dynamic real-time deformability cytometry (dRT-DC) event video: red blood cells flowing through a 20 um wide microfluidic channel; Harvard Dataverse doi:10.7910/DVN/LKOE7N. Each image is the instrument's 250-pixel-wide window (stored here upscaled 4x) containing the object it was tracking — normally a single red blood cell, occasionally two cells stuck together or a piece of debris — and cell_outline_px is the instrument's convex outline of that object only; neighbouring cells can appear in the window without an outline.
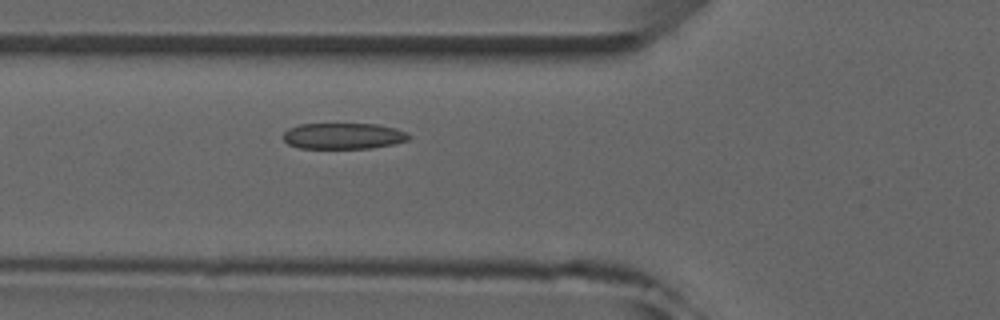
{"species": "common noctule bat (a hibernating species)", "species_latin": "Nyctalus noctula", "temperature_condition": "room temperature", "stored_images_in_passage": 5, "camera_frame_rate_fps": 3000, "um_per_image_px": 0.085, "animal": {"sex": "male", "forearm_length_mm": 52.5}, "frame": {"image": 1, "passage_image": 5, "time_ms": 4.667, "image_size_px": [1000, 320], "cell_outline_px": [[412, 136], [408, 140], [392, 144], [372, 148], [300, 148], [288, 144], [280, 136], [288, 128], [300, 124], [376, 124], [396, 128], [408, 132]], "centroid_in_image_um": [29.18, 11.55], "position_along_channel_um": 96.6, "area_um2": 19.25}}